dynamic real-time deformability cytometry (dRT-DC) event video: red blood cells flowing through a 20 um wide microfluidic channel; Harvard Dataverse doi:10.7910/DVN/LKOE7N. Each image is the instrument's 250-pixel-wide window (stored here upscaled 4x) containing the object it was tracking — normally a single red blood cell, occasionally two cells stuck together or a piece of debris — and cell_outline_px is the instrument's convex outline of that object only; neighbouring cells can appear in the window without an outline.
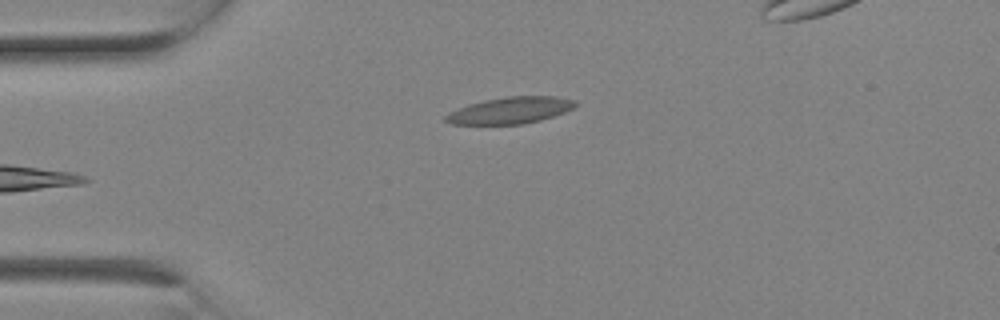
{"species": "Egyptian fruit bat (a non-hibernating species)", "species_latin": "Rousettus aegyptiacus", "temperature_condition": "room temperature", "stored_images_in_passage": 2, "camera_frame_rate_fps": 3000, "um_per_image_px": 0.085, "animal": {"sex": "female"}, "frame": {"image": 1, "passage_image": 2, "time_ms": 0.333, "image_size_px": [1000, 320], "cell_outline_px": [[580, 104], [576, 108], [540, 120], [524, 124], [448, 124], [444, 120], [444, 116], [448, 112], [468, 104], [484, 100], [504, 96], [556, 96], [576, 100]], "centroid_in_image_um": [43.39, 9.37], "position_along_channel_um": 41.6, "area_um2": 20.4}}